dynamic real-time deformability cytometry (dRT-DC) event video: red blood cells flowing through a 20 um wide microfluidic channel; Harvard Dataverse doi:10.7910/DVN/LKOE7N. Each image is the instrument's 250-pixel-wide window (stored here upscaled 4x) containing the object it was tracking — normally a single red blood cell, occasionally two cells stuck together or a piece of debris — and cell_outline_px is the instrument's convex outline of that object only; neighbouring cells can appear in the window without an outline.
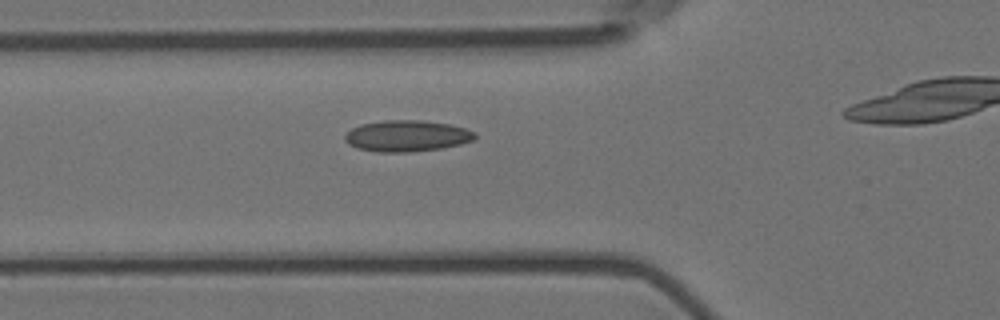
{"species": "Egyptian fruit bat (a non-hibernating species)", "species_latin": "Rousettus aegyptiacus", "temperature_condition": "room temperature", "stored_images_in_passage": 28, "camera_frame_rate_fps": 3000, "um_per_image_px": 0.085, "animal": {"sex": "female"}, "frame": {"image": 1, "passage_image": 2, "time_ms": 0.333, "image_size_px": [1000, 320], "cell_outline_px": [[476, 136], [472, 140], [460, 144], [440, 148], [412, 152], [376, 152], [356, 148], [348, 144], [344, 140], [344, 136], [352, 128], [360, 124], [384, 120], [420, 120], [448, 124], [464, 128], [476, 132]], "centroid_in_image_um": [34.54, 11.56], "position_along_channel_um": 91.3, "area_um2": 23.7}}
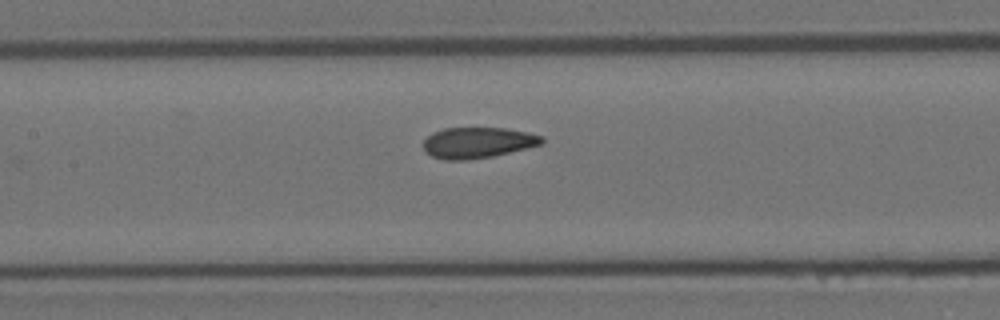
{"frame": {"image": 2, "passage_image": 8, "time_ms": 2.333, "image_size_px": [1000, 320], "cell_outline_px": [[544, 144], [492, 156], [464, 160], [444, 160], [432, 156], [424, 148], [424, 140], [432, 132], [444, 128], [504, 128], [544, 136]], "centroid_in_image_um": [40.61, 12.12], "position_along_channel_um": 166.8, "area_um2": 21.15}}
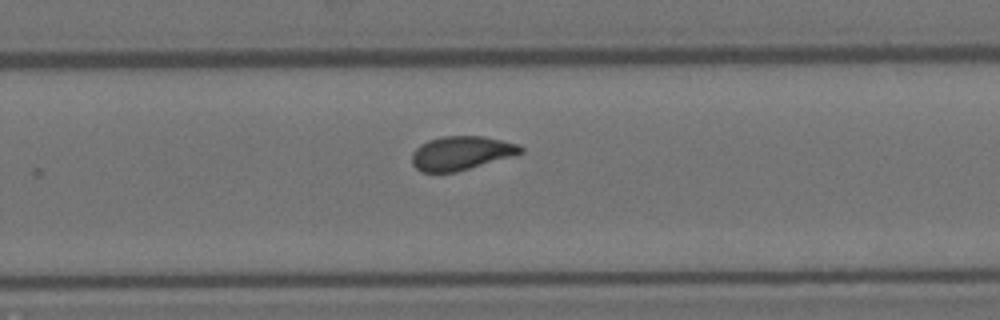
{"frame": {"image": 3, "passage_image": 18, "time_ms": 5.667, "image_size_px": [1000, 320], "cell_outline_px": [[524, 152], [512, 156], [456, 172], [420, 172], [412, 164], [412, 152], [420, 144], [428, 140], [440, 136], [484, 136], [520, 144], [524, 148]], "centroid_in_image_um": [39.2, 13.0], "position_along_channel_um": 290.6, "area_um2": 21.56}}